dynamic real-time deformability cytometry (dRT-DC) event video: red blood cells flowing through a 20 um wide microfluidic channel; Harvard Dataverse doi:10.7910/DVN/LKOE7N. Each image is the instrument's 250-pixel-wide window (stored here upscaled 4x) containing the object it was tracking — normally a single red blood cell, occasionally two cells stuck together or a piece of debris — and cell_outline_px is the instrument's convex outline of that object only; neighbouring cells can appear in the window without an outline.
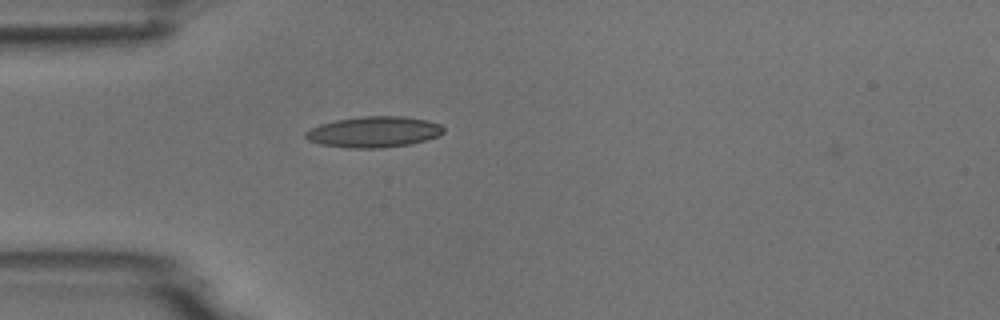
{"species": "common noctule bat (a hibernating species)", "species_latin": "Nyctalus noctula", "temperature_condition": "room temperature", "stored_images_in_passage": 1, "camera_frame_rate_fps": 3000, "um_per_image_px": 0.085, "animal": {"sex": "male", "body_mass_g": 18.8}, "frame": {"image": 1, "passage_image": 1, "time_ms": 0.0, "image_size_px": [1000, 320], "cell_outline_px": [[444, 132], [436, 136], [424, 140], [408, 144], [380, 148], [348, 148], [320, 144], [308, 140], [304, 136], [304, 132], [320, 124], [336, 120], [360, 116], [404, 116], [428, 120], [440, 124], [444, 128]], "centroid_in_image_um": [31.76, 11.2], "position_along_channel_um": 53.2, "area_um2": 24.8}}